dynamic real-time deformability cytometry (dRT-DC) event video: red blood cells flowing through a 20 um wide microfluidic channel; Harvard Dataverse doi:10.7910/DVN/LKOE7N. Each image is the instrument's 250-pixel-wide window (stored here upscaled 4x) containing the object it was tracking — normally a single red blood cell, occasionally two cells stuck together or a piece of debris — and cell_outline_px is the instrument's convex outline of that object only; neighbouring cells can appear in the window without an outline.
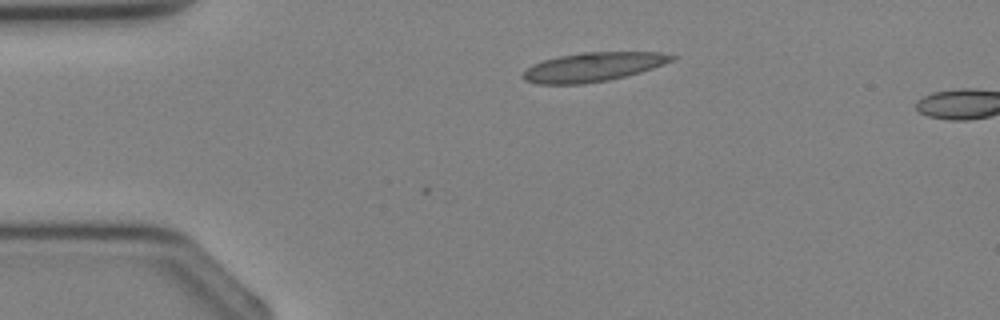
{"species": "Egyptian fruit bat (a non-hibernating species)", "species_latin": "Rousettus aegyptiacus", "temperature_condition": "cold", "stored_images_in_passage": 3, "camera_frame_rate_fps": 3000, "um_per_image_px": 0.085, "animal": {"sex": "female"}, "frame": {"image": 1, "passage_image": 3, "time_ms": 3.333, "image_size_px": [1000, 320], "cell_outline_px": [[676, 56], [672, 60], [652, 68], [640, 72], [608, 80], [584, 84], [536, 84], [524, 80], [524, 72], [532, 64], [544, 60], [560, 56], [580, 52], [660, 52]], "centroid_in_image_um": [50.38, 5.69], "position_along_channel_um": 34.6, "area_um2": 24.91}}